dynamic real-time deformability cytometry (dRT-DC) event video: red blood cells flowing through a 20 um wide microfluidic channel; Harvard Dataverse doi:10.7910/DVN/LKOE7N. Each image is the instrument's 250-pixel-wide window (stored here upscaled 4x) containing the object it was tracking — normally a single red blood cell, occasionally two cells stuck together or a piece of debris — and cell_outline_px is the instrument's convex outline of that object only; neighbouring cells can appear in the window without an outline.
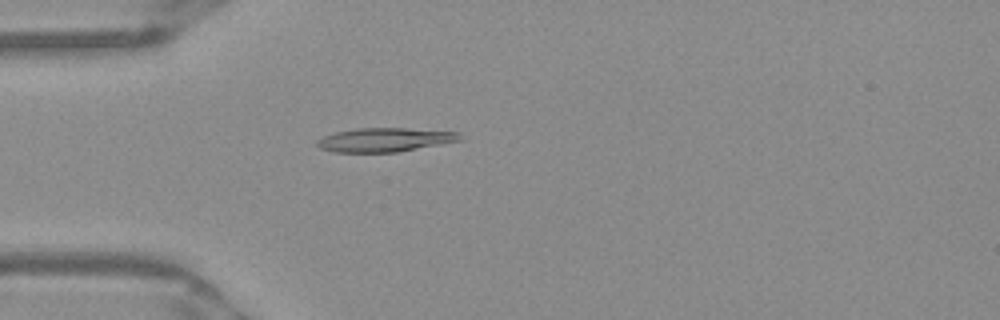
{"species": "Egyptian fruit bat (a non-hibernating species)", "species_latin": "Rousettus aegyptiacus", "temperature_condition": "warm", "stored_images_in_passage": 41, "camera_frame_rate_fps": 3000, "um_per_image_px": 0.085, "frame": {"image": 1, "passage_image": 4, "time_ms": 1.0, "image_size_px": [1000, 320], "cell_outline_px": [[460, 140], [396, 152], [332, 152], [320, 148], [316, 144], [316, 140], [324, 136], [336, 132], [356, 128], [404, 128], [460, 132]], "centroid_in_image_um": [32.65, 11.88], "position_along_channel_um": 52.4, "area_um2": 19.65}}
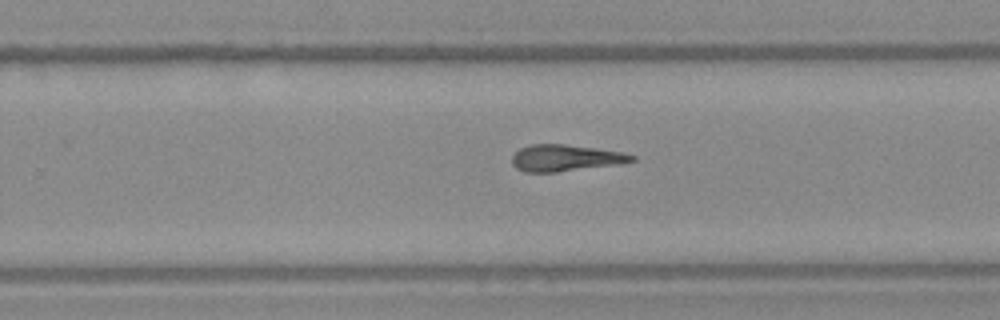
{"frame": {"image": 2, "passage_image": 22, "time_ms": 7.0, "image_size_px": [1000, 320], "cell_outline_px": [[636, 160], [620, 164], [556, 172], [524, 172], [516, 168], [512, 164], [512, 156], [520, 148], [532, 144], [564, 144], [596, 148], [624, 152], [636, 156]], "centroid_in_image_um": [48.08, 13.42], "position_along_channel_um": 281.7, "area_um2": 18.61}}
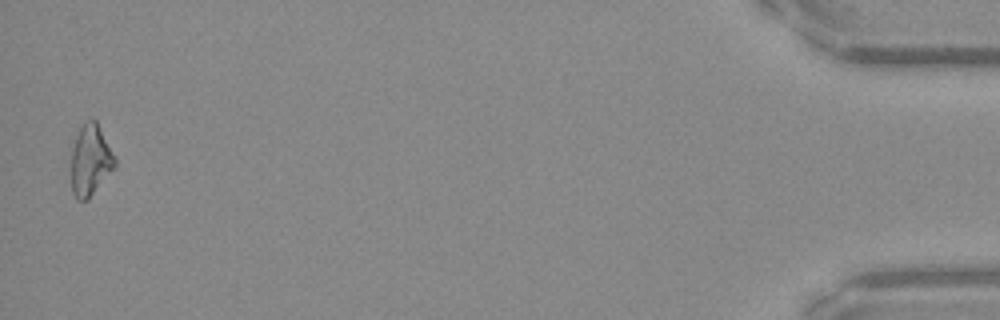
{"frame": {"image": 3, "passage_image": 40, "time_ms": 13.0, "image_size_px": [1000, 320], "cell_outline_px": [[116, 168], [88, 200], [76, 200], [72, 192], [72, 148], [76, 136], [84, 120], [96, 120], [116, 160]], "centroid_in_image_um": [7.69, 13.66], "position_along_channel_um": 427.5, "area_um2": 18.09}, "authors_computed_cell_mechanics": {"area_um2": 18.4382, "velocity_mm_per_s": 3.956, "shape_relaxation_time_tau1_ms": null, "shape_relaxation_time_tau2_ms": 2.4358, "deformation_change_tau1": null, "deformation_change_tau2": 0.1452}}